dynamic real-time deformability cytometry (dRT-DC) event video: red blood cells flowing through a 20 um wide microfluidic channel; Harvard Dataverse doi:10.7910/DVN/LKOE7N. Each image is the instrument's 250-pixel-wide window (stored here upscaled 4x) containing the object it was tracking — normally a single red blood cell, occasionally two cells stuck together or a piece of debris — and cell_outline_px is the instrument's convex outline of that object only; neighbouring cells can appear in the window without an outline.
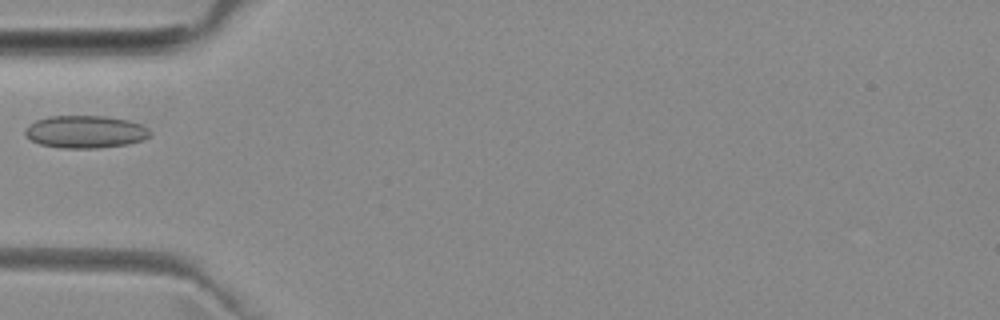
{"species": "common noctule bat (a hibernating species)", "species_latin": "Nyctalus noctula", "temperature_condition": "room temperature", "stored_images_in_passage": 6, "camera_frame_rate_fps": 3000, "um_per_image_px": 0.085, "animal": {"sex": "female", "body_mass_g": 29.2, "forearm_length_mm": 56.3}, "frame": {"image": 1, "passage_image": 5, "time_ms": 4.667, "image_size_px": [1000, 320], "cell_outline_px": [[152, 136], [144, 140], [128, 144], [96, 148], [60, 148], [40, 144], [32, 140], [24, 132], [36, 120], [48, 116], [108, 116], [128, 120], [140, 124], [148, 128], [152, 132]], "centroid_in_image_um": [7.33, 11.2], "position_along_channel_um": 77.7, "area_um2": 23.7}}
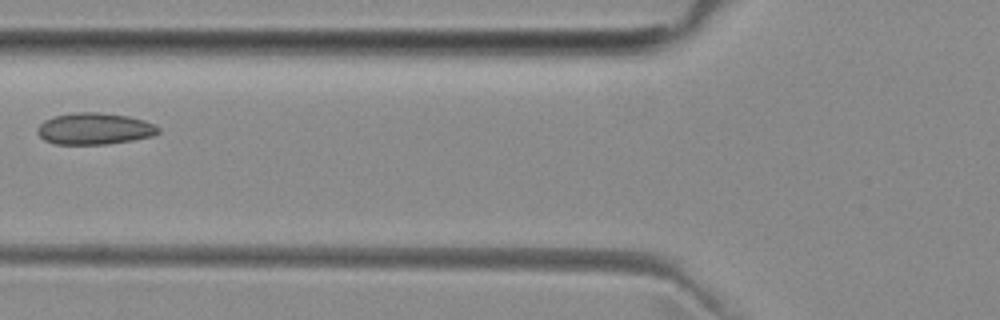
{"frame": {"image": 2, "passage_image": 6, "time_ms": 5.667, "image_size_px": [1000, 320], "cell_outline_px": [[160, 132], [152, 136], [132, 140], [108, 144], [56, 144], [44, 140], [36, 132], [36, 128], [44, 120], [52, 116], [76, 112], [100, 112], [128, 116], [144, 120], [156, 124], [160, 128]], "centroid_in_image_um": [8.03, 10.93], "position_along_channel_um": 117.8, "area_um2": 22.48}}